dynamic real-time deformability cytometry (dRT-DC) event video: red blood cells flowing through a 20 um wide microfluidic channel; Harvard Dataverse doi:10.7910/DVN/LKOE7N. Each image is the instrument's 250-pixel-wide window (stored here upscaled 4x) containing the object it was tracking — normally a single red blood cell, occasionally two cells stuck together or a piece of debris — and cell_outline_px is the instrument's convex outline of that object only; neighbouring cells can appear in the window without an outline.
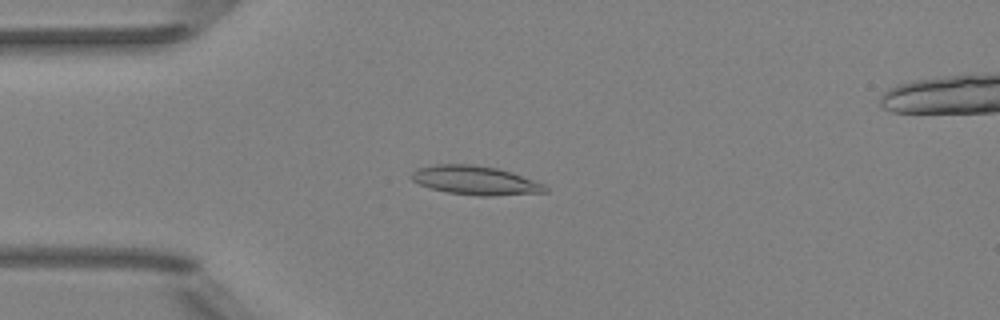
{"species": "Egyptian fruit bat (a non-hibernating species)", "species_latin": "Rousettus aegyptiacus", "temperature_condition": "room temperature", "stored_images_in_passage": 40, "camera_frame_rate_fps": 3000, "um_per_image_px": 0.085, "animal": {"sex": "female"}, "frame": {"image": 1, "passage_image": 2, "time_ms": 0.333, "image_size_px": [1000, 320], "cell_outline_px": [[548, 192], [492, 196], [480, 196], [448, 192], [432, 188], [420, 184], [412, 180], [408, 176], [416, 168], [436, 164], [472, 164], [496, 168], [544, 184], [548, 188]], "centroid_in_image_um": [40.36, 15.33], "position_along_channel_um": 44.6, "area_um2": 22.31}}
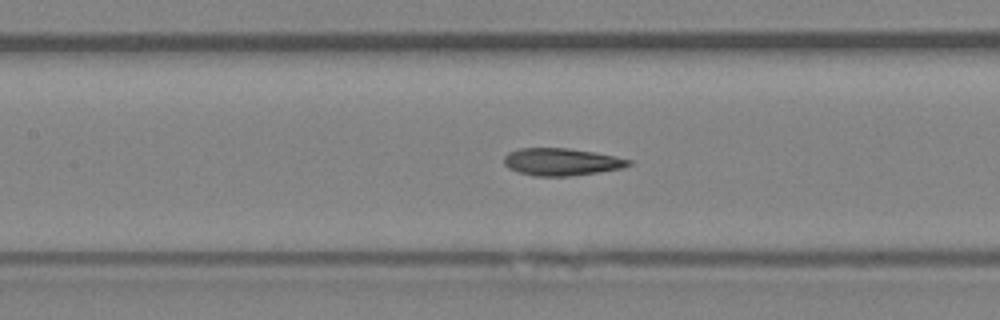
{"frame": {"image": 2, "passage_image": 12, "time_ms": 3.667, "image_size_px": [1000, 320], "cell_outline_px": [[632, 164], [624, 168], [568, 176], [532, 176], [516, 172], [508, 168], [504, 164], [504, 156], [508, 152], [520, 148], [568, 148], [616, 156], [632, 160]], "centroid_in_image_um": [47.7, 13.76], "position_along_channel_um": 159.7, "area_um2": 19.94}}
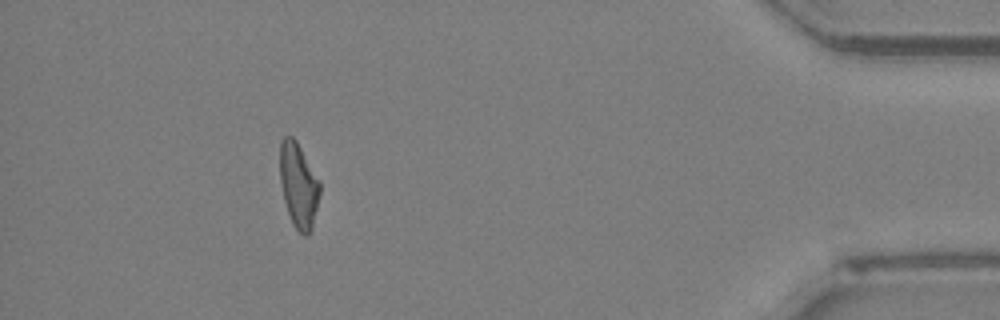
{"frame": {"image": 3, "passage_image": 35, "time_ms": 11.333, "image_size_px": [1000, 320], "cell_outline_px": [[320, 192], [312, 228], [304, 236], [292, 224], [284, 200], [280, 180], [280, 140], [284, 136], [292, 136], [296, 140], [320, 180]], "centroid_in_image_um": [25.37, 15.72], "position_along_channel_um": 409.8, "area_um2": 19.65}, "authors_computed_cell_mechanics": {"area_um2": 19.8543, "velocity_mm_per_s": 4.024, "shape_relaxation_time_tau1_ms": null, "shape_relaxation_time_tau2_ms": 2.6322, "deformation_change_tau1": null, "deformation_change_tau2": 0.1115}}